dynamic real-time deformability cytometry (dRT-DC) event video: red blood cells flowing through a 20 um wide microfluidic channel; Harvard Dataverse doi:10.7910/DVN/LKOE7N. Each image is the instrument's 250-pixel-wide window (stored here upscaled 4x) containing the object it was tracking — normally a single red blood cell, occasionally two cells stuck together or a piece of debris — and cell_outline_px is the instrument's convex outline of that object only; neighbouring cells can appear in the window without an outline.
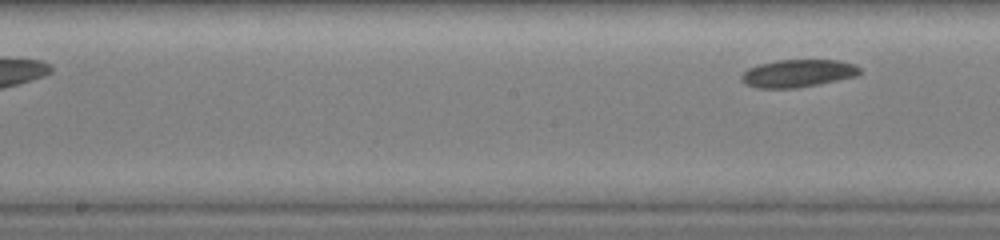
{"species": "common noctule bat (a hibernating species)", "species_latin": "Nyctalus noctula", "temperature_condition": "warm", "stored_images_in_passage": 15, "camera_frame_rate_fps": 3000, "um_per_image_px": 0.085, "animal": {"sex": "female", "body_mass_g": 19.0, "forearm_length_mm": 51.5}, "frame": {"image": 1, "passage_image": 15, "time_ms": 3.667, "image_size_px": [1000, 240], "cell_outline_px": [[864, 72], [856, 76], [796, 88], [756, 88], [744, 84], [740, 80], [740, 76], [748, 68], [760, 64], [776, 60], [840, 60], [852, 64], [860, 68]], "centroid_in_image_um": [67.79, 6.23], "position_along_channel_um": 180.4, "area_um2": 19.07}}